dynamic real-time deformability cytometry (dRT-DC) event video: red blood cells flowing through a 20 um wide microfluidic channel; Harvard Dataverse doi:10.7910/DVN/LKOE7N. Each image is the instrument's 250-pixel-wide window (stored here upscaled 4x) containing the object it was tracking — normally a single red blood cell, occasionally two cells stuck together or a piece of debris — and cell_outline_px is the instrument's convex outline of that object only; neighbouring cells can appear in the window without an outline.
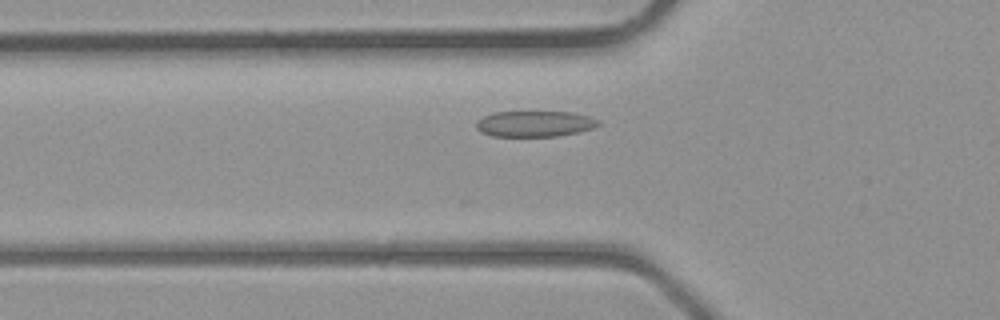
{"species": "common noctule bat (a hibernating species)", "species_latin": "Nyctalus noctula", "temperature_condition": "room temperature", "stored_images_in_passage": 30, "camera_frame_rate_fps": 3000, "um_per_image_px": 0.085, "animal": {"sex": "male", "body_mass_g": 23.1, "forearm_length_mm": 52.7}, "frame": {"image": 1, "passage_image": 3, "time_ms": 0.667, "image_size_px": [1000, 320], "cell_outline_px": [[600, 124], [592, 128], [576, 132], [556, 136], [492, 136], [480, 132], [476, 128], [476, 120], [484, 116], [496, 112], [572, 112], [588, 116], [600, 120]], "centroid_in_image_um": [45.42, 10.52], "position_along_channel_um": 80.4, "area_um2": 18.32}}
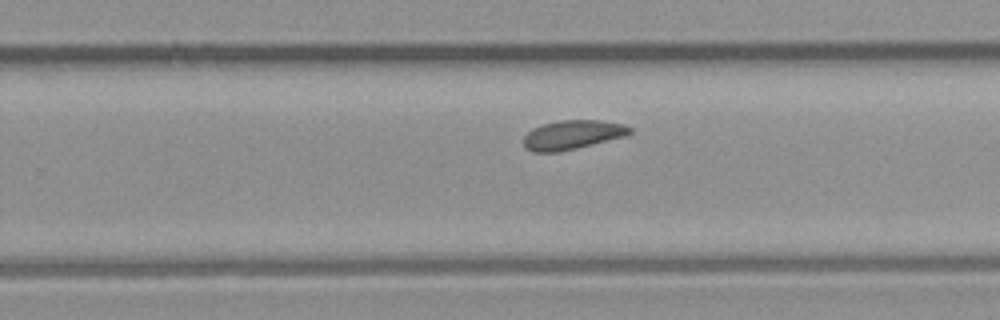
{"frame": {"image": 2, "passage_image": 15, "time_ms": 4.667, "image_size_px": [1000, 320], "cell_outline_px": [[632, 132], [624, 136], [560, 152], [532, 152], [524, 148], [524, 136], [532, 128], [540, 124], [560, 120], [600, 120], [624, 124], [632, 128]], "centroid_in_image_um": [48.62, 11.45], "position_along_channel_um": 281.2, "area_um2": 18.09}}
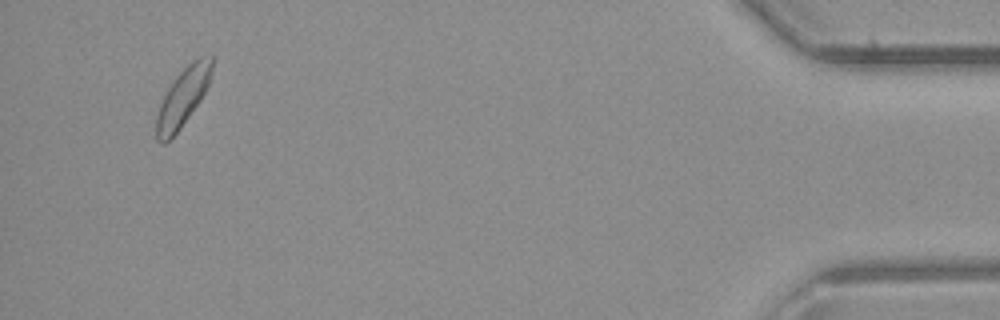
{"frame": {"image": 3, "passage_image": 28, "time_ms": 9.0, "image_size_px": [1000, 320], "cell_outline_px": [[212, 72], [208, 84], [200, 100], [180, 128], [164, 144], [160, 144], [156, 140], [156, 116], [160, 104], [168, 88], [176, 76], [192, 60], [200, 56], [212, 56]], "centroid_in_image_um": [15.52, 8.27], "position_along_channel_um": 419.7, "area_um2": 18.5}}